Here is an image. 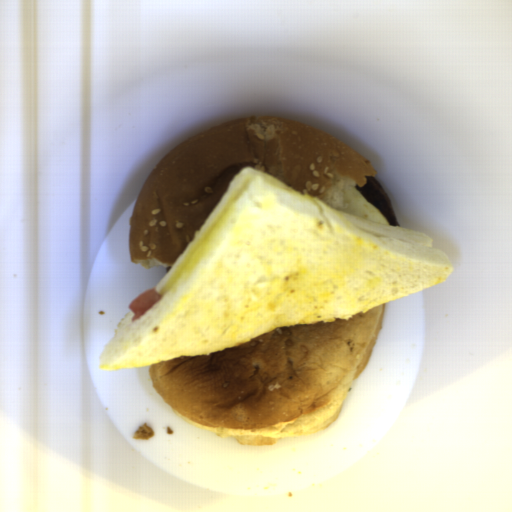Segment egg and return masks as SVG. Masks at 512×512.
Returning a JSON list of instances; mask_svg holds the SVG:
<instances>
[{"mask_svg":"<svg viewBox=\"0 0 512 512\" xmlns=\"http://www.w3.org/2000/svg\"><path fill=\"white\" fill-rule=\"evenodd\" d=\"M337 211L389 226L387 219L375 206L365 200L354 185L342 192V204Z\"/></svg>","mask_w":512,"mask_h":512,"instance_id":"1","label":"egg"}]
</instances>
